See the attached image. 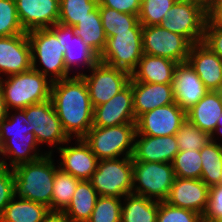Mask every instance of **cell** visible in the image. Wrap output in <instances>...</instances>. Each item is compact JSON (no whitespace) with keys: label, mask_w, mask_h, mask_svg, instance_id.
<instances>
[{"label":"cell","mask_w":222,"mask_h":222,"mask_svg":"<svg viewBox=\"0 0 222 222\" xmlns=\"http://www.w3.org/2000/svg\"><path fill=\"white\" fill-rule=\"evenodd\" d=\"M50 99L67 136L83 138L93 126L94 111L84 79L74 75L52 82Z\"/></svg>","instance_id":"obj_1"},{"label":"cell","mask_w":222,"mask_h":222,"mask_svg":"<svg viewBox=\"0 0 222 222\" xmlns=\"http://www.w3.org/2000/svg\"><path fill=\"white\" fill-rule=\"evenodd\" d=\"M52 151L41 158L13 168L15 195L33 202L51 206L56 170Z\"/></svg>","instance_id":"obj_2"},{"label":"cell","mask_w":222,"mask_h":222,"mask_svg":"<svg viewBox=\"0 0 222 222\" xmlns=\"http://www.w3.org/2000/svg\"><path fill=\"white\" fill-rule=\"evenodd\" d=\"M5 79H0V87L8 110L25 109L50 99L52 81L32 68Z\"/></svg>","instance_id":"obj_3"},{"label":"cell","mask_w":222,"mask_h":222,"mask_svg":"<svg viewBox=\"0 0 222 222\" xmlns=\"http://www.w3.org/2000/svg\"><path fill=\"white\" fill-rule=\"evenodd\" d=\"M27 35L31 45L32 69L43 76H50L52 82L71 77L65 66V47L50 28L32 30ZM37 61L42 64V68H37Z\"/></svg>","instance_id":"obj_4"},{"label":"cell","mask_w":222,"mask_h":222,"mask_svg":"<svg viewBox=\"0 0 222 222\" xmlns=\"http://www.w3.org/2000/svg\"><path fill=\"white\" fill-rule=\"evenodd\" d=\"M136 123L111 127L92 126L83 140L89 145L98 160L132 156ZM125 155V156H124Z\"/></svg>","instance_id":"obj_5"},{"label":"cell","mask_w":222,"mask_h":222,"mask_svg":"<svg viewBox=\"0 0 222 222\" xmlns=\"http://www.w3.org/2000/svg\"><path fill=\"white\" fill-rule=\"evenodd\" d=\"M99 196L124 198L132 193L133 159L99 160L96 171L89 180Z\"/></svg>","instance_id":"obj_6"},{"label":"cell","mask_w":222,"mask_h":222,"mask_svg":"<svg viewBox=\"0 0 222 222\" xmlns=\"http://www.w3.org/2000/svg\"><path fill=\"white\" fill-rule=\"evenodd\" d=\"M142 28L138 21L128 31L115 32L107 38L99 61L131 74L143 55Z\"/></svg>","instance_id":"obj_7"},{"label":"cell","mask_w":222,"mask_h":222,"mask_svg":"<svg viewBox=\"0 0 222 222\" xmlns=\"http://www.w3.org/2000/svg\"><path fill=\"white\" fill-rule=\"evenodd\" d=\"M175 178L172 163L133 161L132 193L165 201Z\"/></svg>","instance_id":"obj_8"},{"label":"cell","mask_w":222,"mask_h":222,"mask_svg":"<svg viewBox=\"0 0 222 222\" xmlns=\"http://www.w3.org/2000/svg\"><path fill=\"white\" fill-rule=\"evenodd\" d=\"M143 53L164 57L177 63L187 62L192 43L184 36L160 25L143 26Z\"/></svg>","instance_id":"obj_9"},{"label":"cell","mask_w":222,"mask_h":222,"mask_svg":"<svg viewBox=\"0 0 222 222\" xmlns=\"http://www.w3.org/2000/svg\"><path fill=\"white\" fill-rule=\"evenodd\" d=\"M90 75H80L88 88L91 104L94 107L108 102L130 81V74L124 70L98 61L91 69Z\"/></svg>","instance_id":"obj_10"},{"label":"cell","mask_w":222,"mask_h":222,"mask_svg":"<svg viewBox=\"0 0 222 222\" xmlns=\"http://www.w3.org/2000/svg\"><path fill=\"white\" fill-rule=\"evenodd\" d=\"M25 116L30 122V132L34 133L38 144L47 143L52 148H57L60 144H68L70 138L64 132L52 100L30 105L25 109Z\"/></svg>","instance_id":"obj_11"},{"label":"cell","mask_w":222,"mask_h":222,"mask_svg":"<svg viewBox=\"0 0 222 222\" xmlns=\"http://www.w3.org/2000/svg\"><path fill=\"white\" fill-rule=\"evenodd\" d=\"M206 21V11L201 6L175 2L159 25L195 44L203 42Z\"/></svg>","instance_id":"obj_12"},{"label":"cell","mask_w":222,"mask_h":222,"mask_svg":"<svg viewBox=\"0 0 222 222\" xmlns=\"http://www.w3.org/2000/svg\"><path fill=\"white\" fill-rule=\"evenodd\" d=\"M187 120L186 111L171 103L155 108L136 119V133L148 136L176 135Z\"/></svg>","instance_id":"obj_13"},{"label":"cell","mask_w":222,"mask_h":222,"mask_svg":"<svg viewBox=\"0 0 222 222\" xmlns=\"http://www.w3.org/2000/svg\"><path fill=\"white\" fill-rule=\"evenodd\" d=\"M135 122L131 81L108 102L94 107L93 126L111 127Z\"/></svg>","instance_id":"obj_14"},{"label":"cell","mask_w":222,"mask_h":222,"mask_svg":"<svg viewBox=\"0 0 222 222\" xmlns=\"http://www.w3.org/2000/svg\"><path fill=\"white\" fill-rule=\"evenodd\" d=\"M20 23L29 32L58 23L60 0H15Z\"/></svg>","instance_id":"obj_15"},{"label":"cell","mask_w":222,"mask_h":222,"mask_svg":"<svg viewBox=\"0 0 222 222\" xmlns=\"http://www.w3.org/2000/svg\"><path fill=\"white\" fill-rule=\"evenodd\" d=\"M31 68V45L27 33L0 37V75L19 74Z\"/></svg>","instance_id":"obj_16"},{"label":"cell","mask_w":222,"mask_h":222,"mask_svg":"<svg viewBox=\"0 0 222 222\" xmlns=\"http://www.w3.org/2000/svg\"><path fill=\"white\" fill-rule=\"evenodd\" d=\"M209 187L201 179L176 177L166 202L172 206L197 212L201 216L208 205Z\"/></svg>","instance_id":"obj_17"},{"label":"cell","mask_w":222,"mask_h":222,"mask_svg":"<svg viewBox=\"0 0 222 222\" xmlns=\"http://www.w3.org/2000/svg\"><path fill=\"white\" fill-rule=\"evenodd\" d=\"M172 88L174 101L185 111L196 105L209 91L188 62L177 64Z\"/></svg>","instance_id":"obj_18"},{"label":"cell","mask_w":222,"mask_h":222,"mask_svg":"<svg viewBox=\"0 0 222 222\" xmlns=\"http://www.w3.org/2000/svg\"><path fill=\"white\" fill-rule=\"evenodd\" d=\"M187 62L209 91H222V59L207 45L192 44Z\"/></svg>","instance_id":"obj_19"},{"label":"cell","mask_w":222,"mask_h":222,"mask_svg":"<svg viewBox=\"0 0 222 222\" xmlns=\"http://www.w3.org/2000/svg\"><path fill=\"white\" fill-rule=\"evenodd\" d=\"M177 143L176 135L148 136L136 133L132 159L133 161L172 163L179 152Z\"/></svg>","instance_id":"obj_20"},{"label":"cell","mask_w":222,"mask_h":222,"mask_svg":"<svg viewBox=\"0 0 222 222\" xmlns=\"http://www.w3.org/2000/svg\"><path fill=\"white\" fill-rule=\"evenodd\" d=\"M50 29L65 47L64 61L69 72L75 64L82 62L90 70L99 61V56L75 33L74 27L56 23Z\"/></svg>","instance_id":"obj_21"},{"label":"cell","mask_w":222,"mask_h":222,"mask_svg":"<svg viewBox=\"0 0 222 222\" xmlns=\"http://www.w3.org/2000/svg\"><path fill=\"white\" fill-rule=\"evenodd\" d=\"M76 141L78 143L76 146L60 147L59 145L57 150H59L61 162L58 167L79 180H90L99 160L83 138H78Z\"/></svg>","instance_id":"obj_22"},{"label":"cell","mask_w":222,"mask_h":222,"mask_svg":"<svg viewBox=\"0 0 222 222\" xmlns=\"http://www.w3.org/2000/svg\"><path fill=\"white\" fill-rule=\"evenodd\" d=\"M135 119L155 108L174 101L172 84L131 81Z\"/></svg>","instance_id":"obj_23"},{"label":"cell","mask_w":222,"mask_h":222,"mask_svg":"<svg viewBox=\"0 0 222 222\" xmlns=\"http://www.w3.org/2000/svg\"><path fill=\"white\" fill-rule=\"evenodd\" d=\"M177 62L164 57L144 54L130 74V81L172 84Z\"/></svg>","instance_id":"obj_24"},{"label":"cell","mask_w":222,"mask_h":222,"mask_svg":"<svg viewBox=\"0 0 222 222\" xmlns=\"http://www.w3.org/2000/svg\"><path fill=\"white\" fill-rule=\"evenodd\" d=\"M221 113L222 91H208L196 105L186 111V117L201 131L211 135L216 128Z\"/></svg>","instance_id":"obj_25"},{"label":"cell","mask_w":222,"mask_h":222,"mask_svg":"<svg viewBox=\"0 0 222 222\" xmlns=\"http://www.w3.org/2000/svg\"><path fill=\"white\" fill-rule=\"evenodd\" d=\"M38 146L40 145L32 132L11 136L1 146V155L6 157V159H10L9 167L13 169L20 164L35 161L47 154V152H44V154L42 152L39 153L40 149L37 150V148H39Z\"/></svg>","instance_id":"obj_26"},{"label":"cell","mask_w":222,"mask_h":222,"mask_svg":"<svg viewBox=\"0 0 222 222\" xmlns=\"http://www.w3.org/2000/svg\"><path fill=\"white\" fill-rule=\"evenodd\" d=\"M98 194L89 180H81L68 207L63 211L70 222H88Z\"/></svg>","instance_id":"obj_27"},{"label":"cell","mask_w":222,"mask_h":222,"mask_svg":"<svg viewBox=\"0 0 222 222\" xmlns=\"http://www.w3.org/2000/svg\"><path fill=\"white\" fill-rule=\"evenodd\" d=\"M16 195L4 208L0 222H42L49 213V208L41 203L33 202ZM19 199V200H18Z\"/></svg>","instance_id":"obj_28"},{"label":"cell","mask_w":222,"mask_h":222,"mask_svg":"<svg viewBox=\"0 0 222 222\" xmlns=\"http://www.w3.org/2000/svg\"><path fill=\"white\" fill-rule=\"evenodd\" d=\"M122 204L121 222H156L159 202L136 194H128Z\"/></svg>","instance_id":"obj_29"},{"label":"cell","mask_w":222,"mask_h":222,"mask_svg":"<svg viewBox=\"0 0 222 222\" xmlns=\"http://www.w3.org/2000/svg\"><path fill=\"white\" fill-rule=\"evenodd\" d=\"M75 33L98 55L105 48L107 36L102 26L99 6L74 26Z\"/></svg>","instance_id":"obj_30"},{"label":"cell","mask_w":222,"mask_h":222,"mask_svg":"<svg viewBox=\"0 0 222 222\" xmlns=\"http://www.w3.org/2000/svg\"><path fill=\"white\" fill-rule=\"evenodd\" d=\"M202 160L201 180L208 187L218 185L222 178V145L210 141L200 149Z\"/></svg>","instance_id":"obj_31"},{"label":"cell","mask_w":222,"mask_h":222,"mask_svg":"<svg viewBox=\"0 0 222 222\" xmlns=\"http://www.w3.org/2000/svg\"><path fill=\"white\" fill-rule=\"evenodd\" d=\"M80 181L81 180L78 178L58 168L54 177L52 200L49 211L63 212L70 204L72 196Z\"/></svg>","instance_id":"obj_32"},{"label":"cell","mask_w":222,"mask_h":222,"mask_svg":"<svg viewBox=\"0 0 222 222\" xmlns=\"http://www.w3.org/2000/svg\"><path fill=\"white\" fill-rule=\"evenodd\" d=\"M98 6V0H60L58 23L74 27Z\"/></svg>","instance_id":"obj_33"},{"label":"cell","mask_w":222,"mask_h":222,"mask_svg":"<svg viewBox=\"0 0 222 222\" xmlns=\"http://www.w3.org/2000/svg\"><path fill=\"white\" fill-rule=\"evenodd\" d=\"M99 12L107 38L115 35V32L128 31L139 21L138 15L121 13L106 6H99Z\"/></svg>","instance_id":"obj_34"},{"label":"cell","mask_w":222,"mask_h":222,"mask_svg":"<svg viewBox=\"0 0 222 222\" xmlns=\"http://www.w3.org/2000/svg\"><path fill=\"white\" fill-rule=\"evenodd\" d=\"M201 162L200 150L179 151L172 161L175 176L178 178L201 179Z\"/></svg>","instance_id":"obj_35"},{"label":"cell","mask_w":222,"mask_h":222,"mask_svg":"<svg viewBox=\"0 0 222 222\" xmlns=\"http://www.w3.org/2000/svg\"><path fill=\"white\" fill-rule=\"evenodd\" d=\"M178 150H200L211 141V135L186 120L176 133Z\"/></svg>","instance_id":"obj_36"},{"label":"cell","mask_w":222,"mask_h":222,"mask_svg":"<svg viewBox=\"0 0 222 222\" xmlns=\"http://www.w3.org/2000/svg\"><path fill=\"white\" fill-rule=\"evenodd\" d=\"M122 198L98 196L88 222H121Z\"/></svg>","instance_id":"obj_37"},{"label":"cell","mask_w":222,"mask_h":222,"mask_svg":"<svg viewBox=\"0 0 222 222\" xmlns=\"http://www.w3.org/2000/svg\"><path fill=\"white\" fill-rule=\"evenodd\" d=\"M176 0H141L138 20L142 26L159 25Z\"/></svg>","instance_id":"obj_38"},{"label":"cell","mask_w":222,"mask_h":222,"mask_svg":"<svg viewBox=\"0 0 222 222\" xmlns=\"http://www.w3.org/2000/svg\"><path fill=\"white\" fill-rule=\"evenodd\" d=\"M26 33L18 18L15 0H0V37Z\"/></svg>","instance_id":"obj_39"},{"label":"cell","mask_w":222,"mask_h":222,"mask_svg":"<svg viewBox=\"0 0 222 222\" xmlns=\"http://www.w3.org/2000/svg\"><path fill=\"white\" fill-rule=\"evenodd\" d=\"M16 114L10 116V111L5 119L0 122V146H2L11 136H18L30 132V122L22 109L15 110Z\"/></svg>","instance_id":"obj_40"},{"label":"cell","mask_w":222,"mask_h":222,"mask_svg":"<svg viewBox=\"0 0 222 222\" xmlns=\"http://www.w3.org/2000/svg\"><path fill=\"white\" fill-rule=\"evenodd\" d=\"M156 222H202V216L195 211L160 201Z\"/></svg>","instance_id":"obj_41"},{"label":"cell","mask_w":222,"mask_h":222,"mask_svg":"<svg viewBox=\"0 0 222 222\" xmlns=\"http://www.w3.org/2000/svg\"><path fill=\"white\" fill-rule=\"evenodd\" d=\"M202 222H222V183L209 187L208 205Z\"/></svg>","instance_id":"obj_42"},{"label":"cell","mask_w":222,"mask_h":222,"mask_svg":"<svg viewBox=\"0 0 222 222\" xmlns=\"http://www.w3.org/2000/svg\"><path fill=\"white\" fill-rule=\"evenodd\" d=\"M14 196V172L9 167L0 166V217Z\"/></svg>","instance_id":"obj_43"},{"label":"cell","mask_w":222,"mask_h":222,"mask_svg":"<svg viewBox=\"0 0 222 222\" xmlns=\"http://www.w3.org/2000/svg\"><path fill=\"white\" fill-rule=\"evenodd\" d=\"M203 43L222 59V28L213 27L206 21Z\"/></svg>","instance_id":"obj_44"},{"label":"cell","mask_w":222,"mask_h":222,"mask_svg":"<svg viewBox=\"0 0 222 222\" xmlns=\"http://www.w3.org/2000/svg\"><path fill=\"white\" fill-rule=\"evenodd\" d=\"M99 6H106L121 13L139 15L141 0H98Z\"/></svg>","instance_id":"obj_45"},{"label":"cell","mask_w":222,"mask_h":222,"mask_svg":"<svg viewBox=\"0 0 222 222\" xmlns=\"http://www.w3.org/2000/svg\"><path fill=\"white\" fill-rule=\"evenodd\" d=\"M207 22L213 27L222 28V2L216 3L207 13Z\"/></svg>","instance_id":"obj_46"},{"label":"cell","mask_w":222,"mask_h":222,"mask_svg":"<svg viewBox=\"0 0 222 222\" xmlns=\"http://www.w3.org/2000/svg\"><path fill=\"white\" fill-rule=\"evenodd\" d=\"M42 222H70L64 212L49 211Z\"/></svg>","instance_id":"obj_47"},{"label":"cell","mask_w":222,"mask_h":222,"mask_svg":"<svg viewBox=\"0 0 222 222\" xmlns=\"http://www.w3.org/2000/svg\"><path fill=\"white\" fill-rule=\"evenodd\" d=\"M8 109L4 100V96L0 87V122L8 115Z\"/></svg>","instance_id":"obj_48"},{"label":"cell","mask_w":222,"mask_h":222,"mask_svg":"<svg viewBox=\"0 0 222 222\" xmlns=\"http://www.w3.org/2000/svg\"><path fill=\"white\" fill-rule=\"evenodd\" d=\"M215 133H217V134H219L220 136L222 135V113H221V115L219 116V118H218V120H217V125H216V128H215V130L212 132V134H211V141L212 142H216V134Z\"/></svg>","instance_id":"obj_49"},{"label":"cell","mask_w":222,"mask_h":222,"mask_svg":"<svg viewBox=\"0 0 222 222\" xmlns=\"http://www.w3.org/2000/svg\"><path fill=\"white\" fill-rule=\"evenodd\" d=\"M176 2H185L198 5L201 6L206 11V0H176Z\"/></svg>","instance_id":"obj_50"},{"label":"cell","mask_w":222,"mask_h":222,"mask_svg":"<svg viewBox=\"0 0 222 222\" xmlns=\"http://www.w3.org/2000/svg\"><path fill=\"white\" fill-rule=\"evenodd\" d=\"M222 0H206V13L216 4Z\"/></svg>","instance_id":"obj_51"},{"label":"cell","mask_w":222,"mask_h":222,"mask_svg":"<svg viewBox=\"0 0 222 222\" xmlns=\"http://www.w3.org/2000/svg\"><path fill=\"white\" fill-rule=\"evenodd\" d=\"M0 155H1V146H0ZM0 158L3 159V160L0 159V166L8 168L9 165L6 162V159L2 157Z\"/></svg>","instance_id":"obj_52"}]
</instances>
